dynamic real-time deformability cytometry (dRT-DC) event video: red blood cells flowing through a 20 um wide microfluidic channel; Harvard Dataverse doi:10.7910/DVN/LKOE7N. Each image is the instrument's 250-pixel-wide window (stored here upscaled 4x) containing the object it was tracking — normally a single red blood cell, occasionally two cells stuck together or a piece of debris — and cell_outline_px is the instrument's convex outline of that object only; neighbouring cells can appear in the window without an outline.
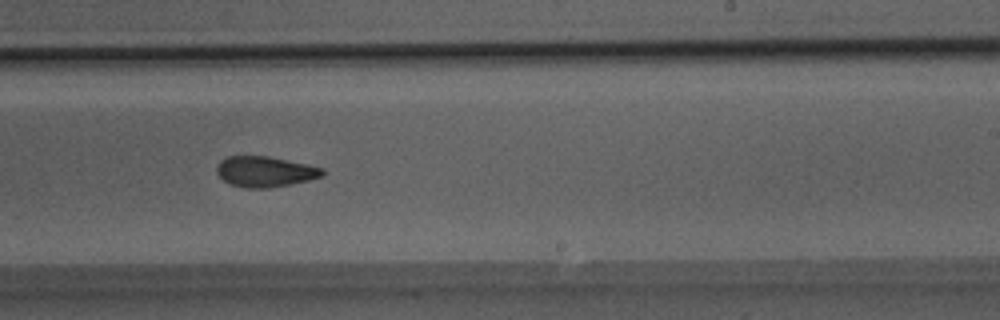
{"species": "Egyptian fruit bat (a non-hibernating species)", "species_latin": "Rousettus aegyptiacus", "temperature_condition": "room temperature", "stored_images_in_passage": 43, "camera_frame_rate_fps": 3000, "um_per_image_px": 0.085, "animal": {"sex": "male"}, "frame": {"image": 1, "passage_image": 23, "time_ms": 7.333, "image_size_px": [1000, 320], "cell_outline_px": [[324, 172], [320, 176], [308, 180], [268, 188], [244, 188], [228, 184], [216, 172], [216, 164], [220, 160], [228, 156], [268, 156], [308, 164], [324, 168]], "centroid_in_image_um": [22.48, 14.58], "position_along_channel_um": 266.5, "area_um2": 18.84}}
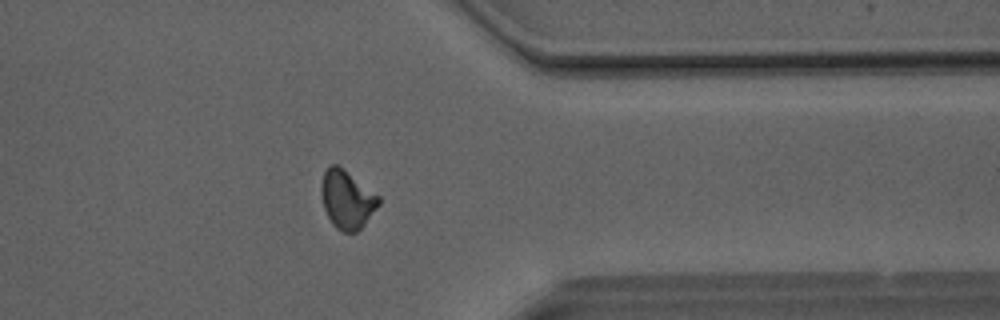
{"frame": {"image": 2, "passage_image": 32, "time_ms": 10.333, "image_size_px": [1000, 320], "cell_outline_px": [[380, 204], [364, 224], [356, 232], [344, 232], [336, 228], [332, 224], [324, 208], [320, 192], [320, 188], [324, 172], [332, 164], [336, 164], [344, 168], [380, 196]], "centroid_in_image_um": [29.49, 16.94], "position_along_channel_um": 381.9, "area_um2": 19.54}}
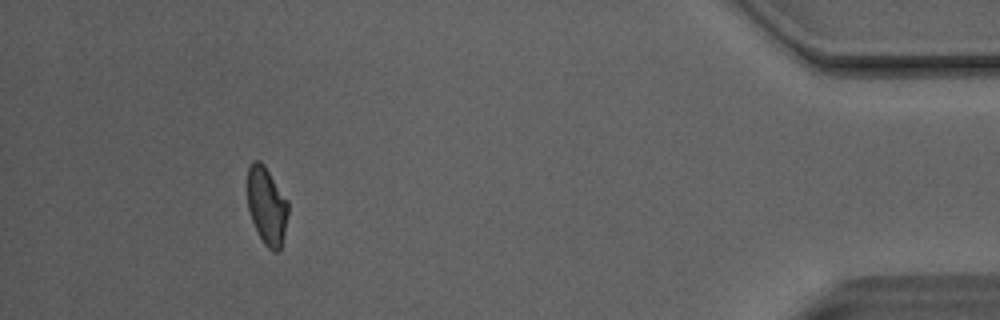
{"frame": {"image": 3, "passage_image": 38, "time_ms": 12.333, "image_size_px": [1000, 320], "cell_outline_px": [[288, 212], [284, 232], [280, 248], [276, 252], [272, 252], [264, 244], [252, 220], [248, 208], [248, 168], [252, 160], [260, 160], [264, 164], [288, 200]], "centroid_in_image_um": [22.68, 17.46], "position_along_channel_um": 412.5, "area_um2": 18.26}, "authors_computed_cell_mechanics": {"area_um2": 19.5364, "velocity_mm_per_s": 4.1449, "shape_relaxation_time_tau1_ms": null, "shape_relaxation_time_tau2_ms": 2.8127, "deformation_change_tau1": null, "deformation_change_tau2": 0.0863}}